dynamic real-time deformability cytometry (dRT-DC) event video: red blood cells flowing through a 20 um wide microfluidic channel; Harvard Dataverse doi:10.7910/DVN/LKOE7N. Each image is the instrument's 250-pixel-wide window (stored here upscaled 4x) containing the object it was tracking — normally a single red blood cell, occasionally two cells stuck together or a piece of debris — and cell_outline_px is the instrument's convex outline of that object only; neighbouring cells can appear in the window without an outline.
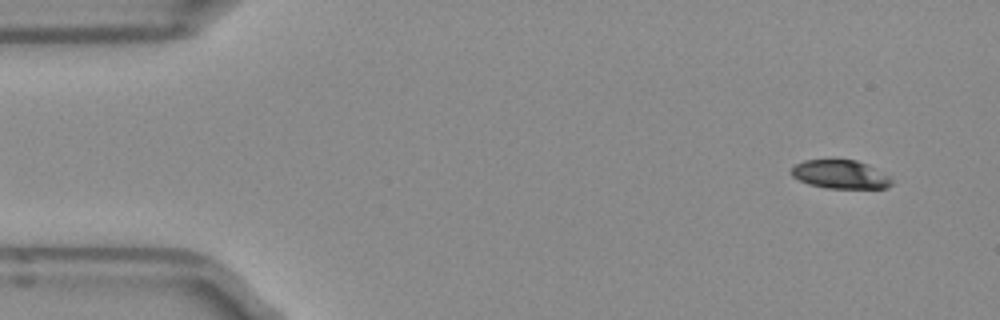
{"species": "Egyptian fruit bat (a non-hibernating species)", "species_latin": "Rousettus aegyptiacus", "temperature_condition": "room temperature", "stored_images_in_passage": 4, "camera_frame_rate_fps": 3000, "um_per_image_px": 0.085, "frame": {"image": 1, "passage_image": 1, "time_ms": 0.0, "image_size_px": [1000, 320], "cell_outline_px": [[892, 184], [884, 188], [828, 188], [808, 184], [792, 176], [788, 172], [796, 164], [804, 160], [856, 160], [868, 164], [888, 176], [892, 180]], "centroid_in_image_um": [71.4, 14.82], "position_along_channel_um": 13.6, "area_um2": 16.59}}
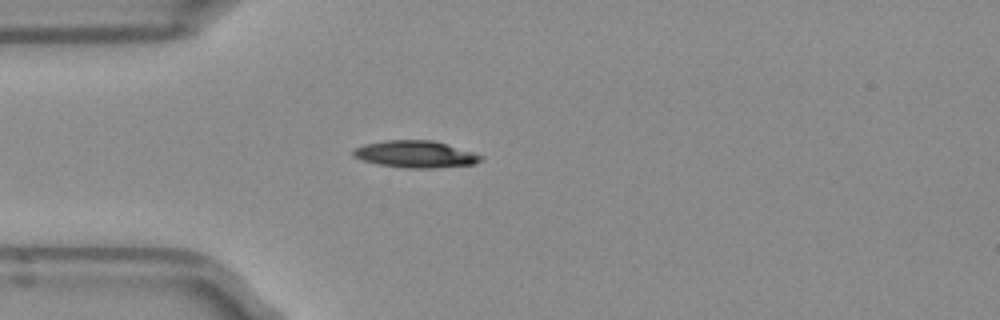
{"frame": {"image": 2, "passage_image": 4, "time_ms": 1.0, "image_size_px": [1000, 320], "cell_outline_px": [[484, 156], [476, 164], [440, 168], [408, 168], [380, 164], [364, 160], [352, 156], [352, 152], [356, 148], [364, 144], [388, 140], [432, 140], [472, 152]], "centroid_in_image_um": [35.34, 13.11], "position_along_channel_um": 49.7, "area_um2": 19.83}}